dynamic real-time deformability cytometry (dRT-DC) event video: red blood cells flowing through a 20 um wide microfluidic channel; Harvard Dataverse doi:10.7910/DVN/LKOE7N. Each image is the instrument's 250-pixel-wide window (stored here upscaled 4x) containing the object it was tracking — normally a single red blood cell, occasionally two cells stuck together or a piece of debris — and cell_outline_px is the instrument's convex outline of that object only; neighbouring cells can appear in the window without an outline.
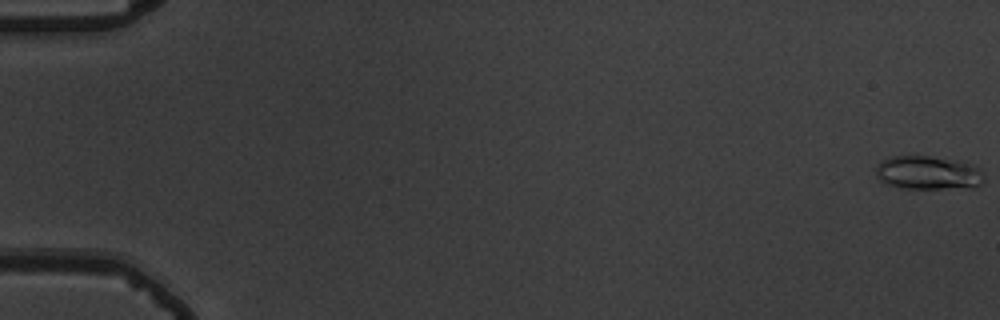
{"species": "common noctule bat (a hibernating species)", "species_latin": "Nyctalus noctula", "temperature_condition": "warm", "stored_images_in_passage": 8, "camera_frame_rate_fps": 3000, "um_per_image_px": 0.085, "animal": {"sex": "male", "body_mass_g": 19.5, "forearm_length_mm": 54.6}, "frame": {"image": 1, "passage_image": 1, "time_ms": 0.0, "image_size_px": [1000, 320], "cell_outline_px": [[984, 180], [980, 184], [972, 188], [904, 188], [884, 184], [876, 176], [876, 168], [884, 160], [892, 156], [928, 156], [952, 160], [972, 164], [980, 168], [984, 172]], "centroid_in_image_um": [78.92, 14.7], "position_along_channel_um": 6.1, "area_um2": 21.15}}